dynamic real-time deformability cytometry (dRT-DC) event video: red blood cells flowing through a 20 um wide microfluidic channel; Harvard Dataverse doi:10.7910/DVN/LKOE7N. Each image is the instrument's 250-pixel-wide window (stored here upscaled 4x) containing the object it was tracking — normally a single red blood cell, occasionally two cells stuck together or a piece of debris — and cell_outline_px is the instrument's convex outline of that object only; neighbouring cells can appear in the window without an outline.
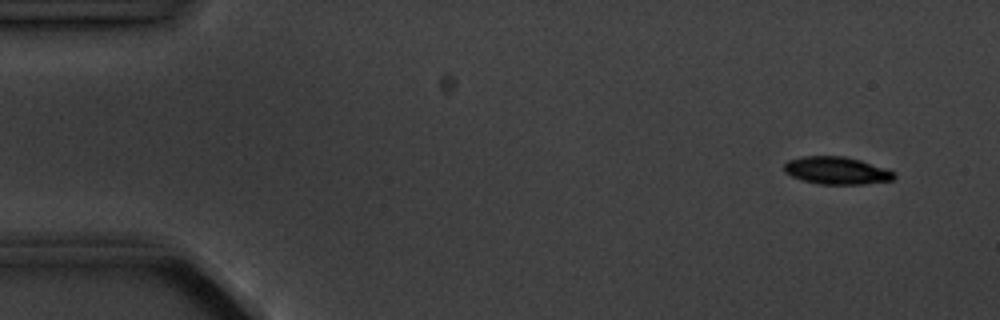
{"species": "common noctule bat (a hibernating species)", "species_latin": "Nyctalus noctula", "temperature_condition": "cold", "stored_images_in_passage": 4, "camera_frame_rate_fps": 3000, "um_per_image_px": 0.085, "animal": {"sex": "male", "body_mass_g": 20.1, "forearm_length_mm": 53.5}, "frame": {"image": 1, "passage_image": 1, "time_ms": 0.0, "image_size_px": [1000, 320], "cell_outline_px": [[896, 176], [892, 180], [864, 184], [820, 184], [800, 180], [784, 172], [784, 164], [788, 160], [804, 156], [844, 156], [860, 160], [888, 168], [896, 172]], "centroid_in_image_um": [71.13, 14.49], "position_along_channel_um": 13.9, "area_um2": 17.8}}